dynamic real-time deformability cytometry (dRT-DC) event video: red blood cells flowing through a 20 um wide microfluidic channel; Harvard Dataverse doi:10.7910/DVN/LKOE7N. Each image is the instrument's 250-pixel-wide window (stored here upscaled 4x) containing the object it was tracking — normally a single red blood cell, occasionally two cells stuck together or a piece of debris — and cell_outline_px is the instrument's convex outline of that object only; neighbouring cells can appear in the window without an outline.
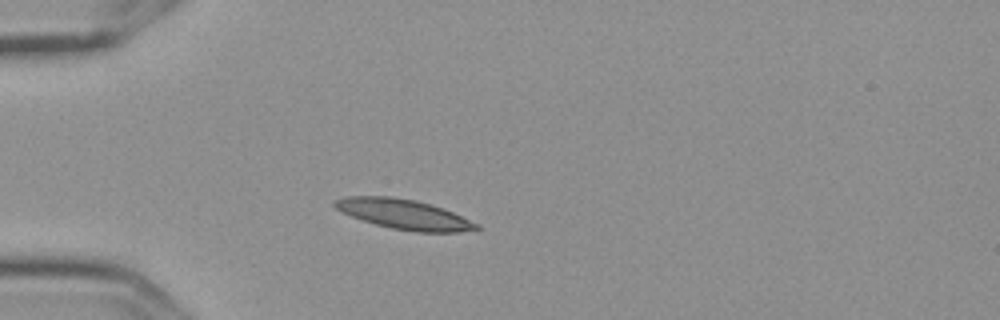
{"species": "Egyptian fruit bat (a non-hibernating species)", "species_latin": "Rousettus aegyptiacus", "temperature_condition": "cold", "stored_images_in_passage": 2, "camera_frame_rate_fps": 3000, "um_per_image_px": 0.085, "frame": {"image": 1, "passage_image": 2, "time_ms": 0.333, "image_size_px": [1000, 320], "cell_outline_px": [[480, 228], [460, 232], [416, 232], [392, 228], [376, 224], [340, 212], [332, 204], [336, 200], [348, 196], [392, 196], [416, 200], [452, 212], [480, 224]], "centroid_in_image_um": [34.33, 18.21], "position_along_channel_um": 50.7, "area_um2": 24.39}}